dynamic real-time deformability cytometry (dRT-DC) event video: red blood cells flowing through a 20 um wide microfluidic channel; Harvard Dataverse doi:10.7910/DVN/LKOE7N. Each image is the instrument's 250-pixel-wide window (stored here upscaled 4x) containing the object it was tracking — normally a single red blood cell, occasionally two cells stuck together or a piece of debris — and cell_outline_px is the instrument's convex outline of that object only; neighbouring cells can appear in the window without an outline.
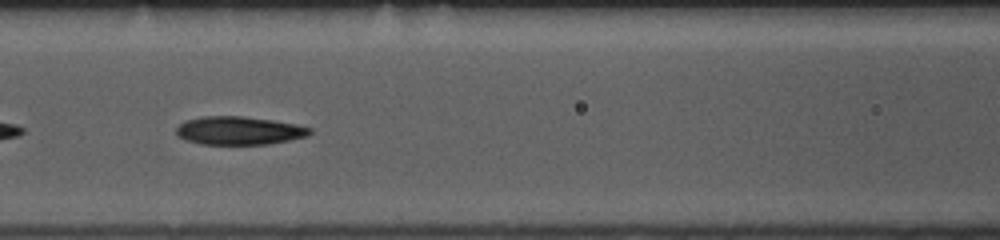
{"species": "common noctule bat (a hibernating species)", "species_latin": "Nyctalus noctula", "temperature_condition": "room temperature", "stored_images_in_passage": 52, "camera_frame_rate_fps": 3000, "um_per_image_px": 0.085, "animal": {"sex": "female", "body_mass_g": 10.0, "forearm_length_mm": 53.1}, "frame": {"image": 1, "passage_image": 22, "time_ms": 7.0, "image_size_px": [1000, 240], "cell_outline_px": [[312, 132], [308, 136], [268, 144], [200, 144], [176, 136], [176, 128], [184, 120], [204, 116], [244, 116], [272, 120], [296, 124], [312, 128]], "centroid_in_image_um": [20.31, 11.09], "position_along_channel_um": 146.3, "area_um2": 22.02}}
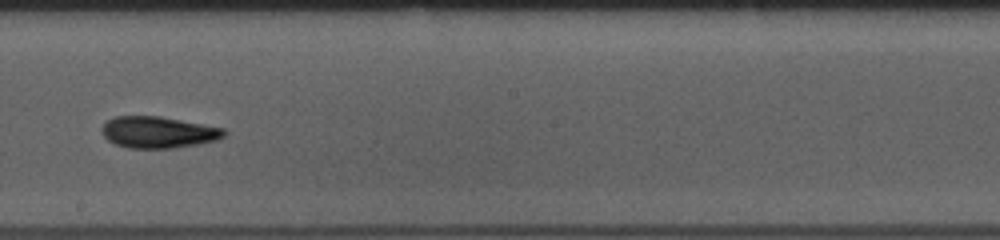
{"frame": {"image": 2, "passage_image": 29, "time_ms": 9.333, "image_size_px": [1000, 240], "cell_outline_px": [[228, 132], [224, 136], [216, 140], [196, 144], [172, 148], [128, 148], [116, 144], [108, 140], [100, 132], [100, 128], [108, 120], [116, 116], [160, 116], [224, 128]], "centroid_in_image_um": [13.43, 11.24], "position_along_channel_um": 234.8, "area_um2": 22.43}}
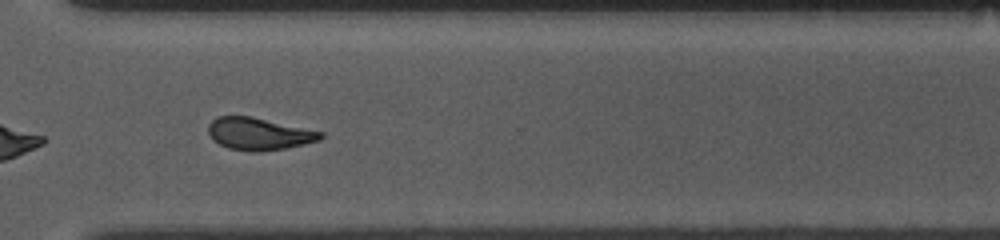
{"frame": {"image": 3, "passage_image": 38, "time_ms": 12.333, "image_size_px": [1000, 240], "cell_outline_px": [[324, 136], [320, 140], [304, 144], [284, 148], [256, 152], [252, 152], [228, 148], [212, 140], [208, 132], [208, 124], [216, 116], [252, 116], [324, 132]], "centroid_in_image_um": [21.99, 11.37], "position_along_channel_um": 348.6, "area_um2": 21.21}, "authors_computed_cell_mechanics": {"area_um2": 22.2819, "velocity_mm_per_s": 3.8077, "shape_relaxation_time_tau1_ms": 6.1584, "shape_relaxation_time_tau2_ms": 4.7119, "deformation_change_tau1": 0.1667, "deformation_change_tau2": 0.126}}